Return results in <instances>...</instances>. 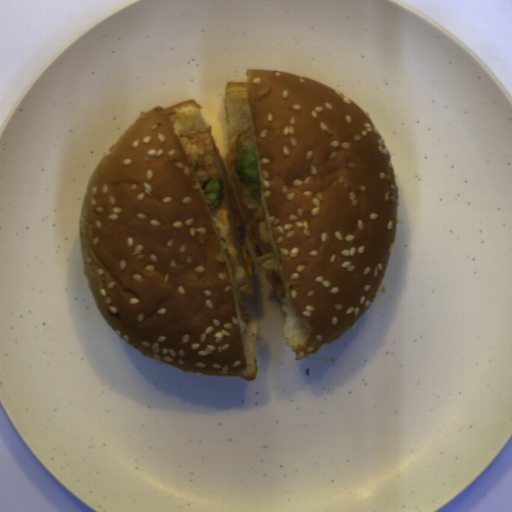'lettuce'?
Listing matches in <instances>:
<instances>
[{
	"label": "lettuce",
	"instance_id": "lettuce-1",
	"mask_svg": "<svg viewBox=\"0 0 512 512\" xmlns=\"http://www.w3.org/2000/svg\"><path fill=\"white\" fill-rule=\"evenodd\" d=\"M238 174L242 197L248 209H253L257 217H264L260 192L259 161L255 142L240 151L234 166Z\"/></svg>",
	"mask_w": 512,
	"mask_h": 512
},
{
	"label": "lettuce",
	"instance_id": "lettuce-2",
	"mask_svg": "<svg viewBox=\"0 0 512 512\" xmlns=\"http://www.w3.org/2000/svg\"><path fill=\"white\" fill-rule=\"evenodd\" d=\"M272 272L282 280L279 262L274 252H268L256 259L255 274L271 276Z\"/></svg>",
	"mask_w": 512,
	"mask_h": 512
},
{
	"label": "lettuce",
	"instance_id": "lettuce-3",
	"mask_svg": "<svg viewBox=\"0 0 512 512\" xmlns=\"http://www.w3.org/2000/svg\"><path fill=\"white\" fill-rule=\"evenodd\" d=\"M225 191L222 178H215L206 184L204 195L206 200L211 202L214 207H220Z\"/></svg>",
	"mask_w": 512,
	"mask_h": 512
}]
</instances>
